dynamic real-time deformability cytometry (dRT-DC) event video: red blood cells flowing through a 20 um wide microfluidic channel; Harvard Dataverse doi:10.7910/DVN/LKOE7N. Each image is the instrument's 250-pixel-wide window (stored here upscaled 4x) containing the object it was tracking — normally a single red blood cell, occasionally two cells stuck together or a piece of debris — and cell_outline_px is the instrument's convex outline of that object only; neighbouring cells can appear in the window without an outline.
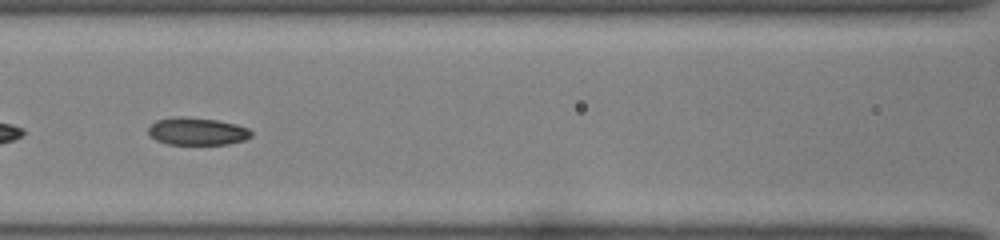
{"species": "common noctule bat (a hibernating species)", "species_latin": "Nyctalus noctula", "temperature_condition": "room temperature", "stored_images_in_passage": 48, "camera_frame_rate_fps": 3000, "um_per_image_px": 0.085, "animal": {"sex": "female", "body_mass_g": 22.0, "forearm_length_mm": 56.7}, "frame": {"image": 1, "passage_image": 22, "time_ms": 7.0, "image_size_px": [1000, 240], "cell_outline_px": [[252, 136], [244, 140], [228, 144], [168, 144], [156, 140], [148, 132], [148, 128], [156, 120], [172, 116], [184, 116], [216, 120], [236, 124], [248, 128], [252, 132]], "centroid_in_image_um": [16.75, 11.15], "position_along_channel_um": 149.8, "area_um2": 16.53}}
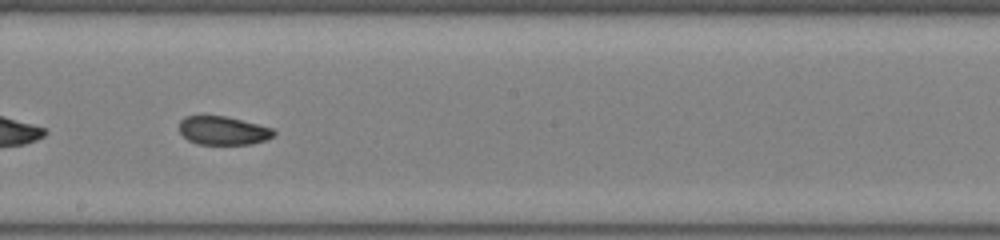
{"frame": {"image": 2, "passage_image": 28, "time_ms": 9.0, "image_size_px": [1000, 240], "cell_outline_px": [[276, 132], [272, 136], [264, 140], [252, 144], [196, 144], [188, 140], [180, 132], [180, 120], [184, 116], [224, 116], [272, 128]], "centroid_in_image_um": [18.93, 11.1], "position_along_channel_um": 229.3, "area_um2": 15.49}}
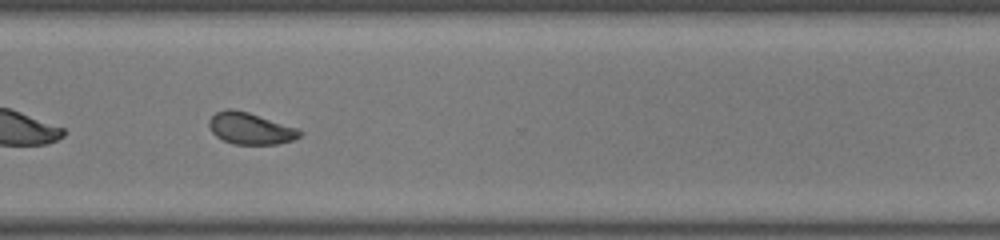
{"frame": {"image": 3, "passage_image": 37, "time_ms": 12.0, "image_size_px": [1000, 240], "cell_outline_px": [[304, 132], [300, 136], [292, 140], [276, 144], [232, 144], [216, 136], [212, 132], [208, 124], [208, 120], [216, 112], [228, 108], [232, 108], [248, 112], [296, 128]], "centroid_in_image_um": [21.25, 10.92], "position_along_channel_um": 349.4, "area_um2": 16.59}, "authors_computed_cell_mechanics": {"area_um2": 17.3689, "velocity_mm_per_s": 3.9896, "shape_relaxation_time_tau1_ms": 7.2118, "shape_relaxation_time_tau2_ms": 1.659, "deformation_change_tau1": 0.1671, "deformation_change_tau2": 0.0583}}